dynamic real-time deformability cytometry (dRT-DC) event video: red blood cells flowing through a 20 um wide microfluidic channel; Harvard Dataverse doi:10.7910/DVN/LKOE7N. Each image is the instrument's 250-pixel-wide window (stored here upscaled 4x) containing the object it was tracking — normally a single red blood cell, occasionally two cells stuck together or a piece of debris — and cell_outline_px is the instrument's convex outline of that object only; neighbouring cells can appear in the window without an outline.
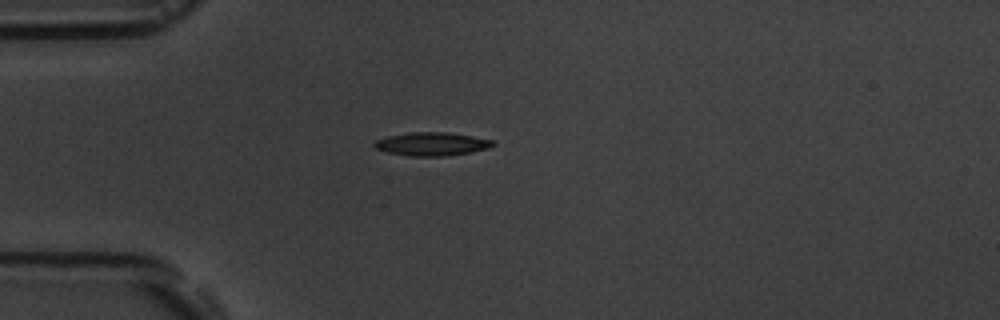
{"species": "common noctule bat (a hibernating species)", "species_latin": "Nyctalus noctula", "temperature_condition": "room temperature", "stored_images_in_passage": 1, "camera_frame_rate_fps": 3000, "um_per_image_px": 0.085, "animal": {"sex": "male", "body_mass_g": 19.5, "forearm_length_mm": 54.6}, "frame": {"image": 1, "passage_image": 1, "time_ms": 0.0, "image_size_px": [1000, 320], "cell_outline_px": [[496, 144], [488, 148], [472, 152], [444, 156], [408, 156], [388, 152], [376, 148], [372, 144], [376, 140], [388, 136], [412, 132], [448, 132], [472, 136], [492, 140]], "centroid_in_image_um": [36.71, 12.24], "position_along_channel_um": 48.3, "area_um2": 16.07}}